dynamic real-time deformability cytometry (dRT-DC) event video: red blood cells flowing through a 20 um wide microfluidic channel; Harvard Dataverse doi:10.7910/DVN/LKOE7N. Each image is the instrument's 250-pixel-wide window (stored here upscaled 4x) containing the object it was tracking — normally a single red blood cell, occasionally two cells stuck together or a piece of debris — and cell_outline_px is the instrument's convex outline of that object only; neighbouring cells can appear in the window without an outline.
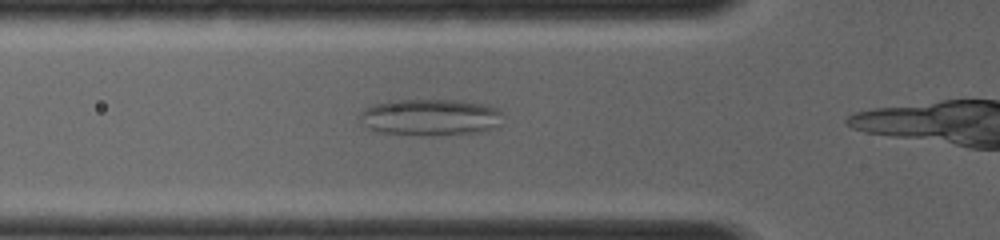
{"species": "common noctule bat (a hibernating species)", "species_latin": "Nyctalus noctula", "temperature_condition": "room temperature", "stored_images_in_passage": 13, "camera_frame_rate_fps": 4000, "um_per_image_px": 0.085, "animal": {"sex": "female", "body_mass_g": 19.0, "forearm_length_mm": 56.7}, "frame": {"image": 1, "passage_image": 8, "time_ms": 1.75, "image_size_px": [1000, 240], "cell_outline_px": [[500, 128], [488, 132], [440, 136], [424, 136], [376, 132], [368, 128], [360, 116], [360, 112], [364, 108], [372, 104], [400, 100], [452, 100], [480, 104], [496, 108], [500, 112]], "centroid_in_image_um": [36.61, 10.01], "position_along_channel_um": 89.2, "area_um2": 30.92}}